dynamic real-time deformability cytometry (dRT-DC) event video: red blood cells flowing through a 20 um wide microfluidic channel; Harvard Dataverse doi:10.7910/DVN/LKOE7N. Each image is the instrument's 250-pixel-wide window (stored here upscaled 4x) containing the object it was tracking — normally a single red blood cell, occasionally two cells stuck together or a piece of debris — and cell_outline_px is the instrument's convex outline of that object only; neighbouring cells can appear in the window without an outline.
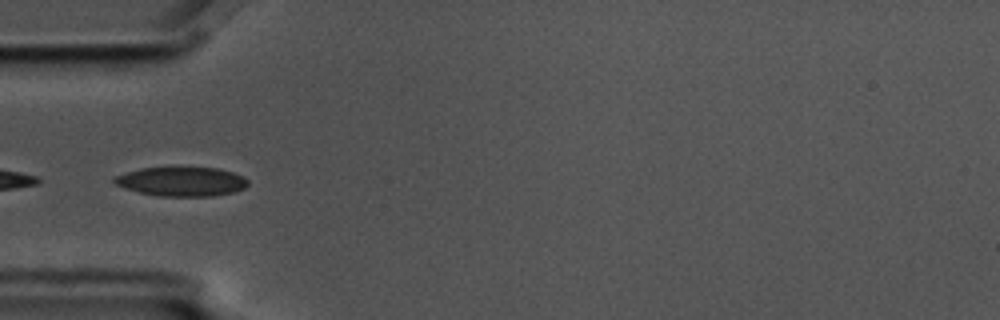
{"species": "common noctule bat (a hibernating species)", "species_latin": "Nyctalus noctula", "temperature_condition": "cold", "stored_images_in_passage": 10, "camera_frame_rate_fps": 3000, "um_per_image_px": 0.085, "animal": {"sex": "male", "body_mass_g": 17.5, "forearm_length_mm": 52.3}, "frame": {"image": 1, "passage_image": 5, "time_ms": 1.333, "image_size_px": [1000, 320], "cell_outline_px": [[248, 184], [244, 188], [232, 192], [212, 196], [160, 196], [140, 192], [124, 188], [116, 184], [112, 180], [112, 176], [140, 168], [180, 164], [220, 168], [244, 176], [248, 180]], "centroid_in_image_um": [15.41, 15.37], "position_along_channel_um": 69.6, "area_um2": 23.81}}
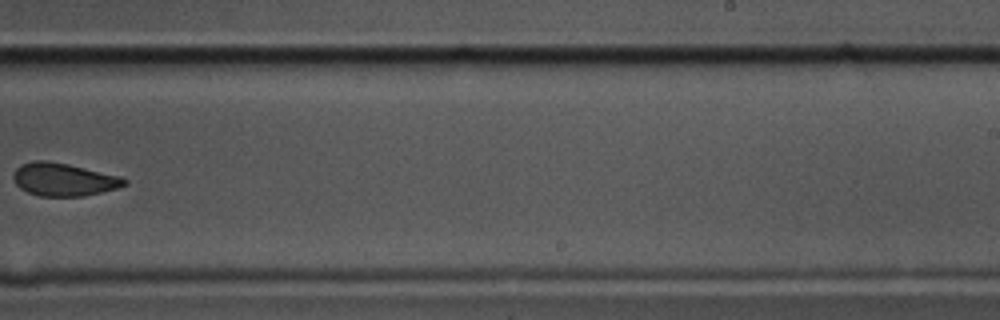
{"frame": {"image": 2, "passage_image": 10, "time_ms": 3.0, "image_size_px": [1000, 320], "cell_outline_px": [[128, 184], [116, 188], [84, 196], [40, 196], [28, 192], [20, 188], [16, 184], [12, 176], [16, 168], [20, 164], [32, 160], [48, 160], [68, 164], [120, 176], [128, 180]], "centroid_in_image_um": [5.39, 15.24], "position_along_channel_um": 283.6, "area_um2": 21.33}}